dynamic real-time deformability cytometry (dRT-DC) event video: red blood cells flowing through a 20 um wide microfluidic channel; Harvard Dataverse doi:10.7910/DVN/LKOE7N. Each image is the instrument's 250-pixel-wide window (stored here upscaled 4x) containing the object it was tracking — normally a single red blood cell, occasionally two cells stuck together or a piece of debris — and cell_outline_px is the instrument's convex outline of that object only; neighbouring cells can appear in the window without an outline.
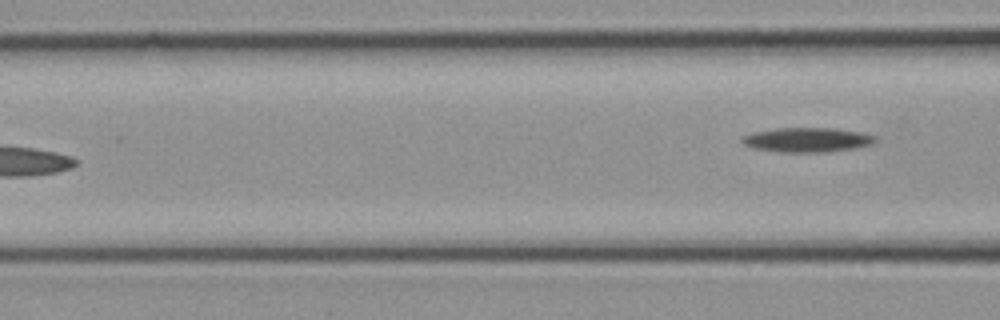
{"species": "common noctule bat (a hibernating species)", "species_latin": "Nyctalus noctula", "temperature_condition": "cold", "stored_images_in_passage": 10, "segment_of_instrument_passage": [2, 2], "camera_frame_rate_fps": 3000, "um_per_image_px": 0.085, "animal": {"sex": "female", "body_mass_g": 21.9}, "frame": {"image": 1, "passage_image": 10, "time_ms": 3.0, "image_size_px": [1000, 320], "cell_outline_px": [[876, 140], [872, 144], [856, 148], [828, 152], [780, 152], [752, 148], [740, 144], [740, 136], [752, 132], [776, 128], [836, 128], [860, 132], [876, 136]], "centroid_in_image_um": [68.54, 11.89], "position_along_channel_um": 98.1, "area_um2": 19.36}}